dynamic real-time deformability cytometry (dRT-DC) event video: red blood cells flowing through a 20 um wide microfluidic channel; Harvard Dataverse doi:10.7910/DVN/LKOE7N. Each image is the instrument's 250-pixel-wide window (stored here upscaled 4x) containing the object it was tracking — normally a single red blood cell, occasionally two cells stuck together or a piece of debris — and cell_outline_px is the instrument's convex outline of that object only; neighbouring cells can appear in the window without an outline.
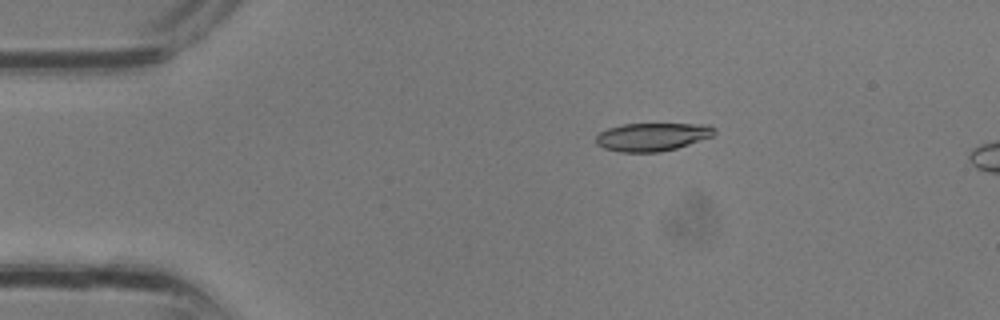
{"species": "common noctule bat (a hibernating species)", "species_latin": "Nyctalus noctula", "temperature_condition": "room temperature", "stored_images_in_passage": 3, "camera_frame_rate_fps": 3000, "um_per_image_px": 0.085, "animal": {"sex": "male", "body_mass_g": 13.3}, "frame": {"image": 1, "passage_image": 2, "time_ms": 0.333, "image_size_px": [1000, 320], "cell_outline_px": [[716, 132], [712, 136], [676, 148], [660, 152], [620, 152], [604, 148], [596, 144], [596, 136], [600, 132], [608, 128], [624, 124], [708, 124], [716, 128]], "centroid_in_image_um": [55.44, 11.63], "position_along_channel_um": 29.6, "area_um2": 19.36}}